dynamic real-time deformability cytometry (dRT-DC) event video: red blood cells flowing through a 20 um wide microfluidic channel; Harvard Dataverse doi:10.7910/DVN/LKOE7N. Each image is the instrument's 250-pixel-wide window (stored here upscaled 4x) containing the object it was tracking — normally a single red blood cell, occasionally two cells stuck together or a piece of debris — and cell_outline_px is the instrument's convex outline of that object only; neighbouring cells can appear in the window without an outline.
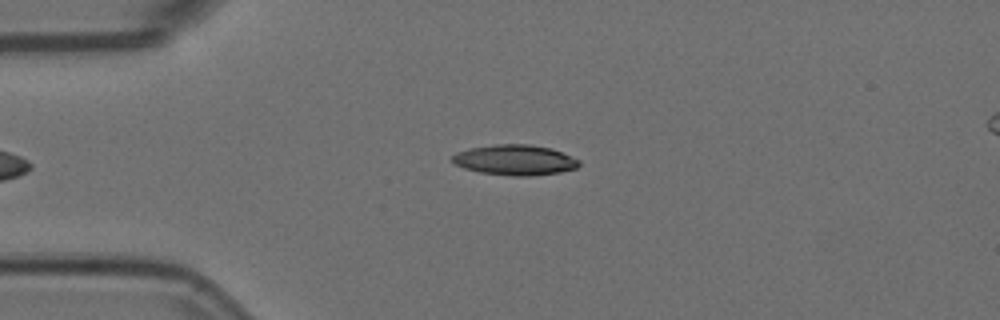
{"species": "Egyptian fruit bat (a non-hibernating species)", "species_latin": "Rousettus aegyptiacus", "temperature_condition": "room temperature", "stored_images_in_passage": 41, "camera_frame_rate_fps": 3000, "um_per_image_px": 0.085, "animal": {"sex": "female"}, "frame": {"image": 1, "passage_image": 4, "time_ms": 1.0, "image_size_px": [1000, 320], "cell_outline_px": [[580, 164], [576, 168], [560, 172], [532, 176], [512, 176], [480, 172], [464, 168], [456, 164], [452, 160], [452, 156], [456, 152], [472, 148], [496, 144], [528, 144], [552, 148], [580, 160]], "centroid_in_image_um": [43.79, 13.6], "position_along_channel_um": 41.2, "area_um2": 22.37}}
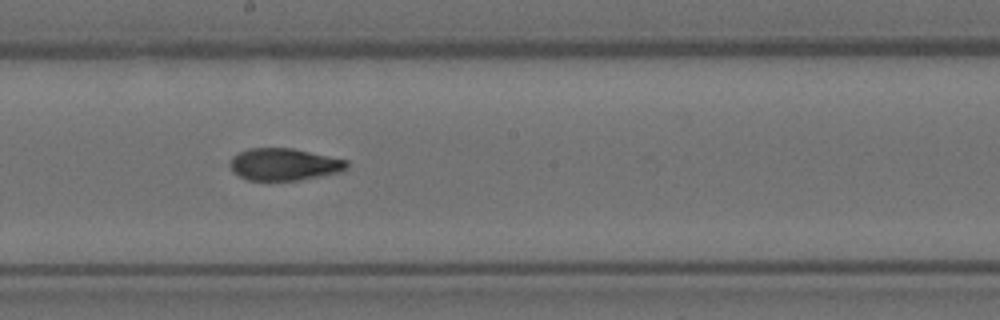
{"frame": {"image": 2, "passage_image": 21, "time_ms": 6.667, "image_size_px": [1000, 320], "cell_outline_px": [[348, 168], [340, 172], [300, 180], [248, 180], [240, 176], [228, 164], [232, 156], [248, 148], [292, 148], [348, 160]], "centroid_in_image_um": [24.16, 13.96], "position_along_channel_um": 224.0, "area_um2": 21.79}}
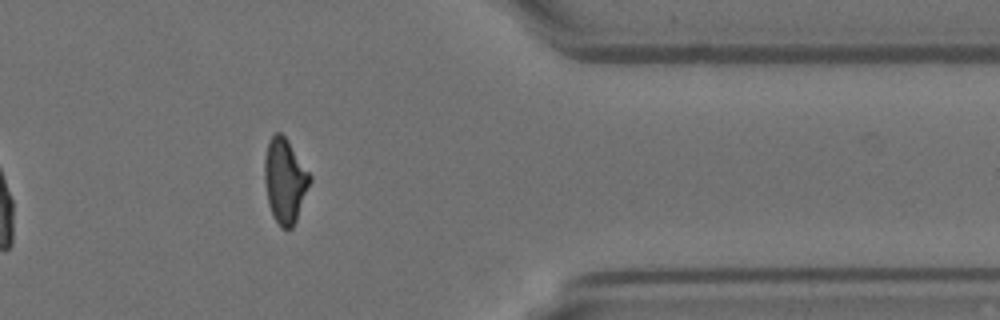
{"frame": {"image": 3, "passage_image": 36, "time_ms": 11.667, "image_size_px": [1000, 320], "cell_outline_px": [[312, 180], [296, 220], [292, 228], [288, 232], [280, 228], [272, 216], [268, 204], [264, 180], [264, 160], [268, 140], [276, 132], [280, 132], [288, 140], [312, 176]], "centroid_in_image_um": [24.21, 15.39], "position_along_channel_um": 387.2, "area_um2": 22.72}, "authors_computed_cell_mechanics": {"area_um2": 22.5998, "velocity_mm_per_s": 3.6463, "shape_relaxation_time_tau1_ms": 5.9581, "shape_relaxation_time_tau2_ms": 2.4926, "deformation_change_tau1": 0.2152, "deformation_change_tau2": 0.083}}